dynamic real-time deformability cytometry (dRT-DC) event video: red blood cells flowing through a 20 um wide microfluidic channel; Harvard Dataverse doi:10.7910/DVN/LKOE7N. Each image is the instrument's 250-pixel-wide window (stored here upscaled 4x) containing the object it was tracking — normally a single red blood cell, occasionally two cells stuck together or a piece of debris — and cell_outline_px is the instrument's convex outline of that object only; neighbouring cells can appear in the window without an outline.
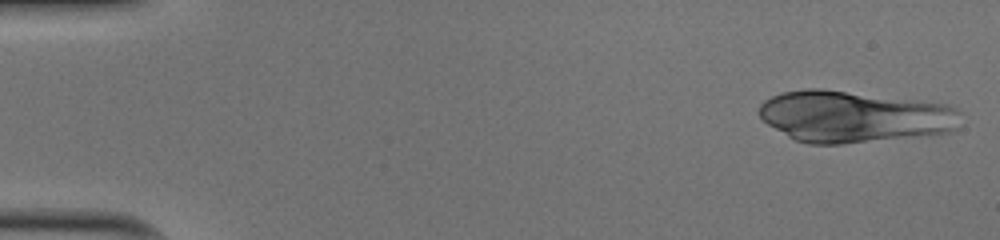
{"species": "human", "species_latin": "Homo sapiens", "temperature_condition": "cold", "stored_images_in_passage": 48, "segment_of_instrument_passage": [1, 2], "camera_frame_rate_fps": 3000, "um_per_image_px": 0.085, "donor": {"sex": "male"}, "frame": {"image": 1, "passage_image": 1, "time_ms": 0.0, "image_size_px": [1000, 240], "cell_outline_px": [[960, 112], [956, 128], [952, 132], [840, 144], [808, 144], [796, 140], [788, 136], [768, 124], [756, 112], [760, 104], [764, 100], [772, 96], [784, 92], [804, 88], [820, 88], [948, 104], [960, 108]], "centroid_in_image_um": [72.57, 9.9], "position_along_channel_um": 12.4, "area_um2": 60.46}}